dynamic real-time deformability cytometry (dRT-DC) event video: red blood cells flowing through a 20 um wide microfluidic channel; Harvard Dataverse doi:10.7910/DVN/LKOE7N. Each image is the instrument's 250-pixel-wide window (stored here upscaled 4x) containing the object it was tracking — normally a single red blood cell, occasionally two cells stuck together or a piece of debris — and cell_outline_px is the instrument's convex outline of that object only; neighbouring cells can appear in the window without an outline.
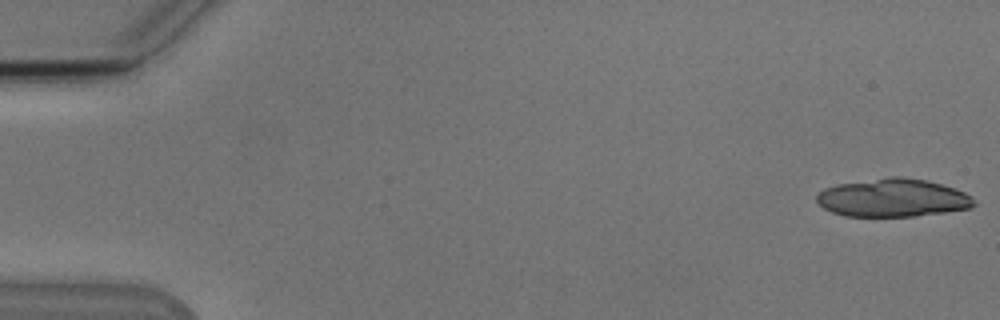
{"species": "Egyptian fruit bat (a non-hibernating species)", "species_latin": "Rousettus aegyptiacus", "temperature_condition": "cold", "stored_images_in_passage": 19, "camera_frame_rate_fps": 3000, "um_per_image_px": 0.085, "animal": {"sex": "male"}, "frame": {"image": 1, "passage_image": 1, "time_ms": 0.0, "image_size_px": [1000, 320], "cell_outline_px": [[976, 204], [972, 208], [944, 212], [912, 216], [844, 216], [832, 212], [824, 208], [816, 200], [816, 196], [824, 188], [836, 184], [888, 176], [900, 176], [924, 180], [956, 188], [972, 196]], "centroid_in_image_um": [75.89, 16.81], "position_along_channel_um": 9.1, "area_um2": 35.03}}